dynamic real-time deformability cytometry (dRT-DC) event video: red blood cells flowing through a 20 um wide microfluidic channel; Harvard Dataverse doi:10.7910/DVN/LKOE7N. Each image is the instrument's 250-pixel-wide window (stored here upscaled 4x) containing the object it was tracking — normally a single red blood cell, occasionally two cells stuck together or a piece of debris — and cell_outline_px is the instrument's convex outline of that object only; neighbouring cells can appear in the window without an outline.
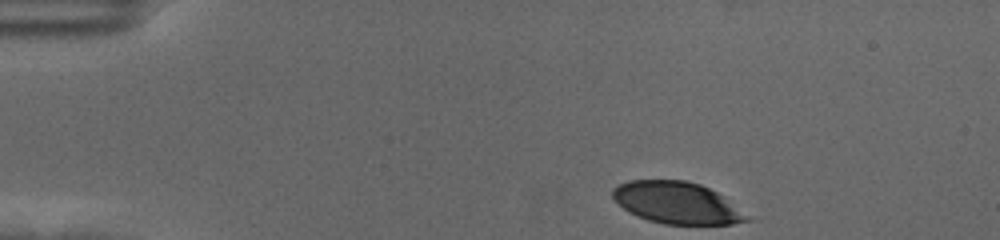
{"species": "human", "species_latin": "Homo sapiens", "temperature_condition": "cold", "stored_images_in_passage": 40, "camera_frame_rate_fps": 3000, "um_per_image_px": 0.085, "donor": {"sex": "female"}, "frame": {"image": 1, "passage_image": 1, "time_ms": 0.0, "image_size_px": [1000, 240], "cell_outline_px": [[756, 220], [732, 224], [664, 224], [648, 220], [624, 208], [612, 196], [612, 188], [628, 180], [684, 180], [700, 184], [724, 196]], "centroid_in_image_um": [57.61, 17.24], "position_along_channel_um": 27.4, "area_um2": 32.66}}
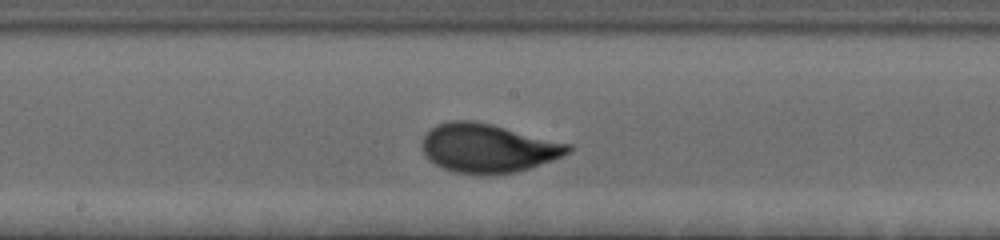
{"frame": {"image": 2, "passage_image": 23, "time_ms": 7.333, "image_size_px": [1000, 240], "cell_outline_px": [[572, 148], [568, 152], [552, 160], [516, 172], [456, 172], [444, 168], [428, 160], [420, 144], [424, 136], [436, 124], [448, 120], [472, 120], [492, 124], [572, 144]], "centroid_in_image_um": [41.45, 12.54], "position_along_channel_um": 206.8, "area_um2": 40.81}}
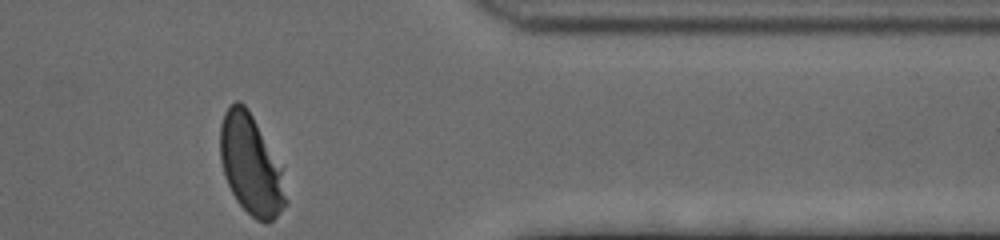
{"frame": {"image": 3, "passage_image": 40, "time_ms": 13.0, "image_size_px": [1000, 240], "cell_outline_px": [[288, 200], [280, 212], [268, 224], [264, 224], [256, 220], [236, 200], [224, 176], [220, 160], [220, 124], [224, 112], [236, 100], [240, 100], [248, 108], [280, 172]], "centroid_in_image_um": [21.26, 14.05], "position_along_channel_um": 390.1, "area_um2": 36.99}, "authors_computed_cell_mechanics": {"area_um2": 39.6508, "velocity_mm_per_s": 3.5011, "shape_relaxation_time_tau1_ms": 3.25, "shape_relaxation_time_tau2_ms": null, "deformation_change_tau1": 0.1797, "deformation_change_tau2": null}}